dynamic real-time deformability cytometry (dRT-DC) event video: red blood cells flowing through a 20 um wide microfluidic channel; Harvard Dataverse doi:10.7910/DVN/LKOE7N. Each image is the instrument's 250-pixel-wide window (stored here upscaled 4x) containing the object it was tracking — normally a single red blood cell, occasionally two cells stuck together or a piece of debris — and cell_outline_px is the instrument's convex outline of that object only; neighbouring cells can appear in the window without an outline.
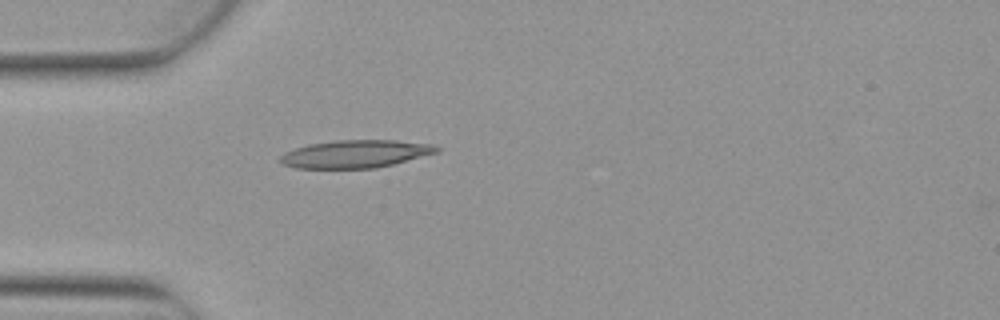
{"species": "Egyptian fruit bat (a non-hibernating species)", "species_latin": "Rousettus aegyptiacus", "temperature_condition": "warm", "stored_images_in_passage": 3, "camera_frame_rate_fps": 3000, "um_per_image_px": 0.085, "animal": {"sex": "female"}, "frame": {"image": 1, "passage_image": 3, "time_ms": 0.667, "image_size_px": [1000, 320], "cell_outline_px": [[440, 152], [376, 168], [296, 168], [284, 164], [280, 160], [280, 156], [284, 152], [308, 144], [336, 140], [396, 140], [436, 144], [440, 148]], "centroid_in_image_um": [30.26, 13.07], "position_along_channel_um": 54.7, "area_um2": 25.37}}